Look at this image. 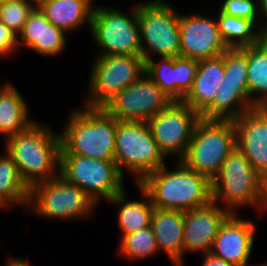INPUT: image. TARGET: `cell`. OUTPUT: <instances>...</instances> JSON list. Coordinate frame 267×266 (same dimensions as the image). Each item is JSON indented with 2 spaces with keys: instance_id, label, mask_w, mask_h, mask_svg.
Wrapping results in <instances>:
<instances>
[{
  "instance_id": "cell-1",
  "label": "cell",
  "mask_w": 267,
  "mask_h": 266,
  "mask_svg": "<svg viewBox=\"0 0 267 266\" xmlns=\"http://www.w3.org/2000/svg\"><path fill=\"white\" fill-rule=\"evenodd\" d=\"M38 122L36 120L26 130L4 141V149L29 189L59 175L60 133H54L49 125Z\"/></svg>"
},
{
  "instance_id": "cell-2",
  "label": "cell",
  "mask_w": 267,
  "mask_h": 266,
  "mask_svg": "<svg viewBox=\"0 0 267 266\" xmlns=\"http://www.w3.org/2000/svg\"><path fill=\"white\" fill-rule=\"evenodd\" d=\"M138 185L154 208L190 211L213 201L211 180L180 160L174 170H168L165 165L146 175Z\"/></svg>"
},
{
  "instance_id": "cell-3",
  "label": "cell",
  "mask_w": 267,
  "mask_h": 266,
  "mask_svg": "<svg viewBox=\"0 0 267 266\" xmlns=\"http://www.w3.org/2000/svg\"><path fill=\"white\" fill-rule=\"evenodd\" d=\"M116 131L117 120L103 108L75 109L60 134V154L114 160Z\"/></svg>"
},
{
  "instance_id": "cell-4",
  "label": "cell",
  "mask_w": 267,
  "mask_h": 266,
  "mask_svg": "<svg viewBox=\"0 0 267 266\" xmlns=\"http://www.w3.org/2000/svg\"><path fill=\"white\" fill-rule=\"evenodd\" d=\"M235 147L234 121L200 119L180 161L189 169L212 180Z\"/></svg>"
},
{
  "instance_id": "cell-5",
  "label": "cell",
  "mask_w": 267,
  "mask_h": 266,
  "mask_svg": "<svg viewBox=\"0 0 267 266\" xmlns=\"http://www.w3.org/2000/svg\"><path fill=\"white\" fill-rule=\"evenodd\" d=\"M211 184L213 202L222 200L231 213H237L242 206L254 207L260 213L263 178L237 147L225 159Z\"/></svg>"
},
{
  "instance_id": "cell-6",
  "label": "cell",
  "mask_w": 267,
  "mask_h": 266,
  "mask_svg": "<svg viewBox=\"0 0 267 266\" xmlns=\"http://www.w3.org/2000/svg\"><path fill=\"white\" fill-rule=\"evenodd\" d=\"M167 157L153 138L147 122L117 121L114 162L124 175L133 173L138 184L146 175L165 166Z\"/></svg>"
},
{
  "instance_id": "cell-7",
  "label": "cell",
  "mask_w": 267,
  "mask_h": 266,
  "mask_svg": "<svg viewBox=\"0 0 267 266\" xmlns=\"http://www.w3.org/2000/svg\"><path fill=\"white\" fill-rule=\"evenodd\" d=\"M140 44L144 61L153 54L174 58L180 53V14L164 0L137 4Z\"/></svg>"
},
{
  "instance_id": "cell-8",
  "label": "cell",
  "mask_w": 267,
  "mask_h": 266,
  "mask_svg": "<svg viewBox=\"0 0 267 266\" xmlns=\"http://www.w3.org/2000/svg\"><path fill=\"white\" fill-rule=\"evenodd\" d=\"M59 175L81 188L96 205L101 198L108 202L125 189V177L114 160L60 154Z\"/></svg>"
},
{
  "instance_id": "cell-9",
  "label": "cell",
  "mask_w": 267,
  "mask_h": 266,
  "mask_svg": "<svg viewBox=\"0 0 267 266\" xmlns=\"http://www.w3.org/2000/svg\"><path fill=\"white\" fill-rule=\"evenodd\" d=\"M225 75L212 103L200 114L206 120L237 119L255 108L249 98L247 83V54L241 48L224 52Z\"/></svg>"
},
{
  "instance_id": "cell-10",
  "label": "cell",
  "mask_w": 267,
  "mask_h": 266,
  "mask_svg": "<svg viewBox=\"0 0 267 266\" xmlns=\"http://www.w3.org/2000/svg\"><path fill=\"white\" fill-rule=\"evenodd\" d=\"M96 206L81 188L60 175L30 189L28 207L42 217L72 221L87 219L94 215Z\"/></svg>"
},
{
  "instance_id": "cell-11",
  "label": "cell",
  "mask_w": 267,
  "mask_h": 266,
  "mask_svg": "<svg viewBox=\"0 0 267 266\" xmlns=\"http://www.w3.org/2000/svg\"><path fill=\"white\" fill-rule=\"evenodd\" d=\"M132 8L128 15L113 7L94 5L90 33L100 48L99 55L142 56L137 5Z\"/></svg>"
},
{
  "instance_id": "cell-12",
  "label": "cell",
  "mask_w": 267,
  "mask_h": 266,
  "mask_svg": "<svg viewBox=\"0 0 267 266\" xmlns=\"http://www.w3.org/2000/svg\"><path fill=\"white\" fill-rule=\"evenodd\" d=\"M90 71L89 89L84 107L102 108L121 90L145 74L142 56L98 55Z\"/></svg>"
},
{
  "instance_id": "cell-13",
  "label": "cell",
  "mask_w": 267,
  "mask_h": 266,
  "mask_svg": "<svg viewBox=\"0 0 267 266\" xmlns=\"http://www.w3.org/2000/svg\"><path fill=\"white\" fill-rule=\"evenodd\" d=\"M172 102L160 87L144 74L102 108L117 121L147 122Z\"/></svg>"
},
{
  "instance_id": "cell-14",
  "label": "cell",
  "mask_w": 267,
  "mask_h": 266,
  "mask_svg": "<svg viewBox=\"0 0 267 266\" xmlns=\"http://www.w3.org/2000/svg\"><path fill=\"white\" fill-rule=\"evenodd\" d=\"M200 115L183 102H172L147 121L154 140L164 155H176L180 160L186 153Z\"/></svg>"
},
{
  "instance_id": "cell-15",
  "label": "cell",
  "mask_w": 267,
  "mask_h": 266,
  "mask_svg": "<svg viewBox=\"0 0 267 266\" xmlns=\"http://www.w3.org/2000/svg\"><path fill=\"white\" fill-rule=\"evenodd\" d=\"M215 19L199 14L180 15L179 56L200 61L217 57L228 49Z\"/></svg>"
},
{
  "instance_id": "cell-16",
  "label": "cell",
  "mask_w": 267,
  "mask_h": 266,
  "mask_svg": "<svg viewBox=\"0 0 267 266\" xmlns=\"http://www.w3.org/2000/svg\"><path fill=\"white\" fill-rule=\"evenodd\" d=\"M230 214L224 206L213 201L203 207L184 211L183 253H210L222 223Z\"/></svg>"
},
{
  "instance_id": "cell-17",
  "label": "cell",
  "mask_w": 267,
  "mask_h": 266,
  "mask_svg": "<svg viewBox=\"0 0 267 266\" xmlns=\"http://www.w3.org/2000/svg\"><path fill=\"white\" fill-rule=\"evenodd\" d=\"M255 233L253 221L231 213L222 223L210 253L235 266H247L253 251Z\"/></svg>"
},
{
  "instance_id": "cell-18",
  "label": "cell",
  "mask_w": 267,
  "mask_h": 266,
  "mask_svg": "<svg viewBox=\"0 0 267 266\" xmlns=\"http://www.w3.org/2000/svg\"><path fill=\"white\" fill-rule=\"evenodd\" d=\"M236 147L245 155L254 170L267 175V112L255 107L234 120Z\"/></svg>"
},
{
  "instance_id": "cell-19",
  "label": "cell",
  "mask_w": 267,
  "mask_h": 266,
  "mask_svg": "<svg viewBox=\"0 0 267 266\" xmlns=\"http://www.w3.org/2000/svg\"><path fill=\"white\" fill-rule=\"evenodd\" d=\"M19 45L42 56H58L67 47L64 31L52 24L40 9H34L18 34Z\"/></svg>"
},
{
  "instance_id": "cell-20",
  "label": "cell",
  "mask_w": 267,
  "mask_h": 266,
  "mask_svg": "<svg viewBox=\"0 0 267 266\" xmlns=\"http://www.w3.org/2000/svg\"><path fill=\"white\" fill-rule=\"evenodd\" d=\"M150 226L159 251H164L174 266H183L184 211L154 208Z\"/></svg>"
},
{
  "instance_id": "cell-21",
  "label": "cell",
  "mask_w": 267,
  "mask_h": 266,
  "mask_svg": "<svg viewBox=\"0 0 267 266\" xmlns=\"http://www.w3.org/2000/svg\"><path fill=\"white\" fill-rule=\"evenodd\" d=\"M224 75V53L198 61L193 86L182 102L200 115L212 103Z\"/></svg>"
},
{
  "instance_id": "cell-22",
  "label": "cell",
  "mask_w": 267,
  "mask_h": 266,
  "mask_svg": "<svg viewBox=\"0 0 267 266\" xmlns=\"http://www.w3.org/2000/svg\"><path fill=\"white\" fill-rule=\"evenodd\" d=\"M26 102L11 82L0 85V135L5 141L36 121L29 118Z\"/></svg>"
},
{
  "instance_id": "cell-23",
  "label": "cell",
  "mask_w": 267,
  "mask_h": 266,
  "mask_svg": "<svg viewBox=\"0 0 267 266\" xmlns=\"http://www.w3.org/2000/svg\"><path fill=\"white\" fill-rule=\"evenodd\" d=\"M92 2L93 0H50L39 9L52 24L67 34L83 25H88L91 29L94 10Z\"/></svg>"
},
{
  "instance_id": "cell-24",
  "label": "cell",
  "mask_w": 267,
  "mask_h": 266,
  "mask_svg": "<svg viewBox=\"0 0 267 266\" xmlns=\"http://www.w3.org/2000/svg\"><path fill=\"white\" fill-rule=\"evenodd\" d=\"M138 190L142 193L144 198L140 200H129L125 190L116 194L108 202L115 204L118 208L117 225L122 238L124 235L135 233L143 228L149 227L151 224V216L154 206L151 203L149 196L138 185Z\"/></svg>"
},
{
  "instance_id": "cell-25",
  "label": "cell",
  "mask_w": 267,
  "mask_h": 266,
  "mask_svg": "<svg viewBox=\"0 0 267 266\" xmlns=\"http://www.w3.org/2000/svg\"><path fill=\"white\" fill-rule=\"evenodd\" d=\"M241 49L247 54L250 101L254 107H263L267 104V38Z\"/></svg>"
},
{
  "instance_id": "cell-26",
  "label": "cell",
  "mask_w": 267,
  "mask_h": 266,
  "mask_svg": "<svg viewBox=\"0 0 267 266\" xmlns=\"http://www.w3.org/2000/svg\"><path fill=\"white\" fill-rule=\"evenodd\" d=\"M216 16L220 36L227 48H242L259 43L265 33L253 21L230 16L220 10Z\"/></svg>"
},
{
  "instance_id": "cell-27",
  "label": "cell",
  "mask_w": 267,
  "mask_h": 266,
  "mask_svg": "<svg viewBox=\"0 0 267 266\" xmlns=\"http://www.w3.org/2000/svg\"><path fill=\"white\" fill-rule=\"evenodd\" d=\"M0 156V206H24L28 209L30 189L22 181L12 157L3 150Z\"/></svg>"
},
{
  "instance_id": "cell-28",
  "label": "cell",
  "mask_w": 267,
  "mask_h": 266,
  "mask_svg": "<svg viewBox=\"0 0 267 266\" xmlns=\"http://www.w3.org/2000/svg\"><path fill=\"white\" fill-rule=\"evenodd\" d=\"M119 244V253L129 260L144 259L159 251L151 226L124 235Z\"/></svg>"
},
{
  "instance_id": "cell-29",
  "label": "cell",
  "mask_w": 267,
  "mask_h": 266,
  "mask_svg": "<svg viewBox=\"0 0 267 266\" xmlns=\"http://www.w3.org/2000/svg\"><path fill=\"white\" fill-rule=\"evenodd\" d=\"M145 74L175 102L173 58L160 57L159 62L154 61V59L145 61Z\"/></svg>"
},
{
  "instance_id": "cell-30",
  "label": "cell",
  "mask_w": 267,
  "mask_h": 266,
  "mask_svg": "<svg viewBox=\"0 0 267 266\" xmlns=\"http://www.w3.org/2000/svg\"><path fill=\"white\" fill-rule=\"evenodd\" d=\"M198 61L182 56L173 58L175 102H182L193 86Z\"/></svg>"
},
{
  "instance_id": "cell-31",
  "label": "cell",
  "mask_w": 267,
  "mask_h": 266,
  "mask_svg": "<svg viewBox=\"0 0 267 266\" xmlns=\"http://www.w3.org/2000/svg\"><path fill=\"white\" fill-rule=\"evenodd\" d=\"M34 9L29 0H10L2 3L0 4V22L18 35Z\"/></svg>"
},
{
  "instance_id": "cell-32",
  "label": "cell",
  "mask_w": 267,
  "mask_h": 266,
  "mask_svg": "<svg viewBox=\"0 0 267 266\" xmlns=\"http://www.w3.org/2000/svg\"><path fill=\"white\" fill-rule=\"evenodd\" d=\"M219 8L222 13L248 19L253 21L258 27L261 26L257 0H224Z\"/></svg>"
},
{
  "instance_id": "cell-33",
  "label": "cell",
  "mask_w": 267,
  "mask_h": 266,
  "mask_svg": "<svg viewBox=\"0 0 267 266\" xmlns=\"http://www.w3.org/2000/svg\"><path fill=\"white\" fill-rule=\"evenodd\" d=\"M18 35L0 22V57L4 58L18 49Z\"/></svg>"
},
{
  "instance_id": "cell-34",
  "label": "cell",
  "mask_w": 267,
  "mask_h": 266,
  "mask_svg": "<svg viewBox=\"0 0 267 266\" xmlns=\"http://www.w3.org/2000/svg\"><path fill=\"white\" fill-rule=\"evenodd\" d=\"M202 262V266H235L221 258L212 255L211 253L204 255Z\"/></svg>"
},
{
  "instance_id": "cell-35",
  "label": "cell",
  "mask_w": 267,
  "mask_h": 266,
  "mask_svg": "<svg viewBox=\"0 0 267 266\" xmlns=\"http://www.w3.org/2000/svg\"><path fill=\"white\" fill-rule=\"evenodd\" d=\"M257 4H258V15H259V19L260 22H264L261 26V30L266 33L267 32V0H257ZM265 21H263L262 19Z\"/></svg>"
},
{
  "instance_id": "cell-36",
  "label": "cell",
  "mask_w": 267,
  "mask_h": 266,
  "mask_svg": "<svg viewBox=\"0 0 267 266\" xmlns=\"http://www.w3.org/2000/svg\"><path fill=\"white\" fill-rule=\"evenodd\" d=\"M28 259L29 258H27V260H24L15 257H9L6 261L5 266H31V263H29Z\"/></svg>"
},
{
  "instance_id": "cell-37",
  "label": "cell",
  "mask_w": 267,
  "mask_h": 266,
  "mask_svg": "<svg viewBox=\"0 0 267 266\" xmlns=\"http://www.w3.org/2000/svg\"><path fill=\"white\" fill-rule=\"evenodd\" d=\"M263 210V211H262ZM267 210V175L263 178V195H262V204L260 208L261 213Z\"/></svg>"
},
{
  "instance_id": "cell-38",
  "label": "cell",
  "mask_w": 267,
  "mask_h": 266,
  "mask_svg": "<svg viewBox=\"0 0 267 266\" xmlns=\"http://www.w3.org/2000/svg\"><path fill=\"white\" fill-rule=\"evenodd\" d=\"M35 9L41 8L44 4L48 3L50 0H29Z\"/></svg>"
},
{
  "instance_id": "cell-39",
  "label": "cell",
  "mask_w": 267,
  "mask_h": 266,
  "mask_svg": "<svg viewBox=\"0 0 267 266\" xmlns=\"http://www.w3.org/2000/svg\"><path fill=\"white\" fill-rule=\"evenodd\" d=\"M252 266V265H251ZM254 266V265H253ZM255 266H267V262H264L263 264L261 263L260 265H255Z\"/></svg>"
},
{
  "instance_id": "cell-40",
  "label": "cell",
  "mask_w": 267,
  "mask_h": 266,
  "mask_svg": "<svg viewBox=\"0 0 267 266\" xmlns=\"http://www.w3.org/2000/svg\"><path fill=\"white\" fill-rule=\"evenodd\" d=\"M8 1H10V0H0V4L8 2Z\"/></svg>"
},
{
  "instance_id": "cell-41",
  "label": "cell",
  "mask_w": 267,
  "mask_h": 266,
  "mask_svg": "<svg viewBox=\"0 0 267 266\" xmlns=\"http://www.w3.org/2000/svg\"><path fill=\"white\" fill-rule=\"evenodd\" d=\"M263 108H264V110H266V112H267V104H266L265 106H263Z\"/></svg>"
}]
</instances>
